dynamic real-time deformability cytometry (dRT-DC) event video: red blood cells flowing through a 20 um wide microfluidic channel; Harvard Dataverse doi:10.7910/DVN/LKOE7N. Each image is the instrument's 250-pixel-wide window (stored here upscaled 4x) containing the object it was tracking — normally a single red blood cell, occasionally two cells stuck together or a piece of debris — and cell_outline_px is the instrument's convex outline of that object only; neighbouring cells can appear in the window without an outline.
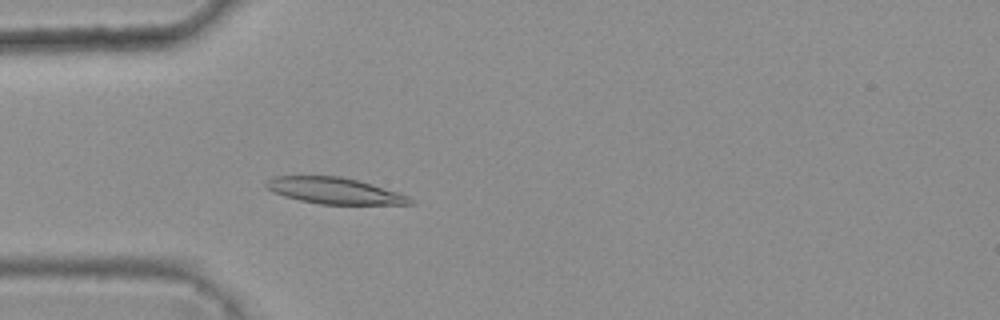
{"species": "common noctule bat (a hibernating species)", "species_latin": "Nyctalus noctula", "temperature_condition": "warm", "stored_images_in_passage": 39, "camera_frame_rate_fps": 3000, "um_per_image_px": 0.085, "animal": {"sex": "female", "body_mass_g": 25.1}, "frame": {"image": 1, "passage_image": 10, "time_ms": 3.0, "image_size_px": [1000, 320], "cell_outline_px": [[416, 204], [320, 204], [300, 200], [284, 196], [272, 192], [264, 184], [268, 180], [276, 176], [340, 176], [372, 184], [400, 192], [408, 196]], "centroid_in_image_um": [28.45, 16.21], "position_along_channel_um": 56.6, "area_um2": 21.91}}
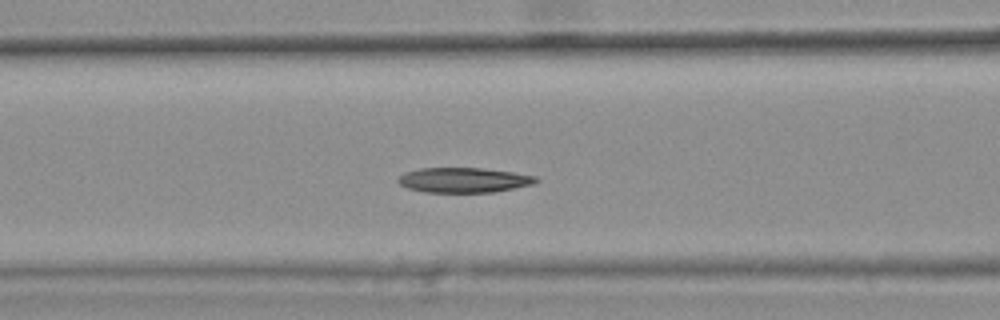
{"frame": {"image": 2, "passage_image": 16, "time_ms": 5.0, "image_size_px": [1000, 320], "cell_outline_px": [[540, 180], [536, 184], [492, 192], [424, 192], [408, 188], [400, 184], [396, 180], [404, 172], [420, 168], [484, 168], [512, 172], [536, 176]], "centroid_in_image_um": [39.44, 15.3], "position_along_channel_um": 127.2, "area_um2": 20.11}}
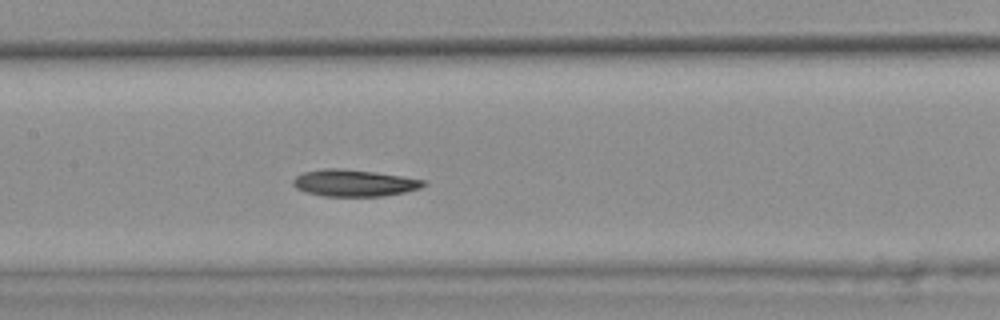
{"frame": {"image": 3, "passage_image": 20, "time_ms": 6.333, "image_size_px": [1000, 320], "cell_outline_px": [[428, 184], [420, 188], [404, 192], [384, 196], [324, 196], [304, 192], [296, 188], [292, 184], [292, 180], [296, 176], [304, 172], [324, 168], [340, 168], [372, 172], [400, 176], [424, 180]], "centroid_in_image_um": [30.06, 15.56], "position_along_channel_um": 177.3, "area_um2": 20.29}, "authors_computed_cell_mechanics": {"area_um2": 20.5768, "velocity_mm_per_s": 3.7651, "shape_relaxation_time_tau1_ms": null, "shape_relaxation_time_tau2_ms": 8.7602, "deformation_change_tau1": null, "deformation_change_tau2": 0.134}}